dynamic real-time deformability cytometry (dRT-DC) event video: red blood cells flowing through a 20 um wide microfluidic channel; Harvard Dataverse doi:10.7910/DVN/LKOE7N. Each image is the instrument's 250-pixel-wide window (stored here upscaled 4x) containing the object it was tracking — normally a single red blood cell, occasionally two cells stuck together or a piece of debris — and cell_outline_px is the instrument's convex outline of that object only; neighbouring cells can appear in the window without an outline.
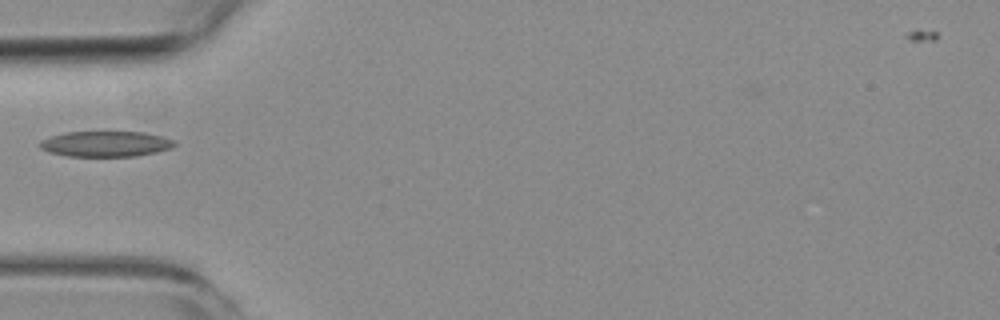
{"species": "common noctule bat (a hibernating species)", "species_latin": "Nyctalus noctula", "temperature_condition": "room temperature", "stored_images_in_passage": 6, "camera_frame_rate_fps": 3000, "um_per_image_px": 0.085, "animal": {"sex": "female", "body_mass_g": 19.3, "forearm_length_mm": 54.1}, "frame": {"image": 1, "passage_image": 5, "time_ms": 4.667, "image_size_px": [1000, 320], "cell_outline_px": [[176, 144], [172, 148], [156, 152], [136, 156], [68, 156], [48, 152], [40, 148], [36, 144], [40, 140], [64, 132], [144, 132], [176, 140]], "centroid_in_image_um": [8.96, 12.23], "position_along_channel_um": 76.0, "area_um2": 20.17}}
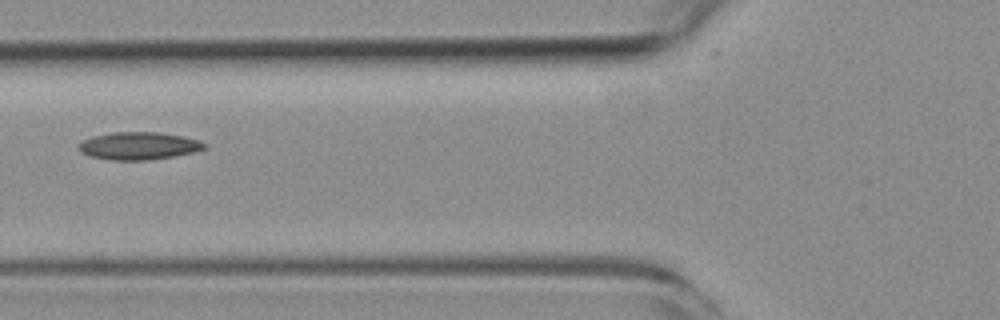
{"frame": {"image": 2, "passage_image": 6, "time_ms": 5.667, "image_size_px": [1000, 320], "cell_outline_px": [[208, 148], [192, 152], [172, 156], [148, 160], [112, 160], [92, 156], [80, 152], [76, 148], [84, 140], [92, 136], [112, 132], [156, 132], [184, 136], [208, 144]], "centroid_in_image_um": [11.79, 12.39], "position_along_channel_um": 114.0, "area_um2": 20.11}}